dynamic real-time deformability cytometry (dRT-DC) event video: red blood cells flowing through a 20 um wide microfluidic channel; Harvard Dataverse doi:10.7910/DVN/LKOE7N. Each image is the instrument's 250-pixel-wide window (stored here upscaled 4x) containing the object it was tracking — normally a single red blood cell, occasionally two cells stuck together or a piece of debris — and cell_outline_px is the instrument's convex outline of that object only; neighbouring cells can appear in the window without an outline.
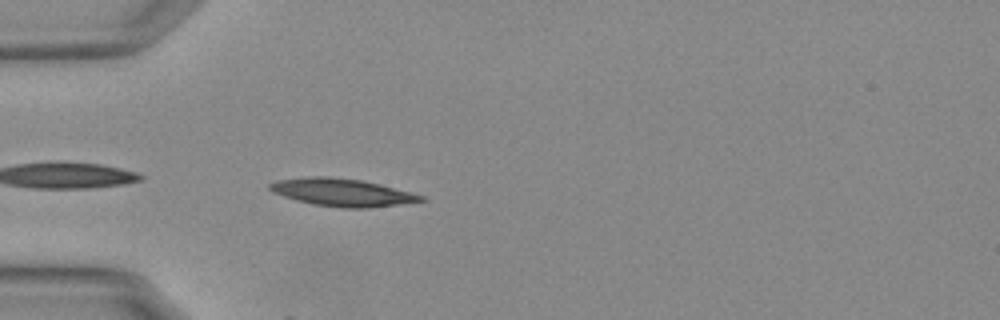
{"species": "Egyptian fruit bat (a non-hibernating species)", "species_latin": "Rousettus aegyptiacus", "temperature_condition": "warm", "stored_images_in_passage": 10, "camera_frame_rate_fps": 3000, "um_per_image_px": 0.085, "animal": {"sex": "female"}, "frame": {"image": 1, "passage_image": 2, "time_ms": 0.333, "image_size_px": [1000, 320], "cell_outline_px": [[428, 200], [368, 208], [344, 208], [312, 204], [296, 200], [272, 192], [268, 188], [268, 184], [276, 180], [308, 176], [328, 176], [360, 180], [380, 184], [412, 192], [424, 196]], "centroid_in_image_um": [29.07, 16.35], "position_along_channel_um": 55.9, "area_um2": 24.39}}